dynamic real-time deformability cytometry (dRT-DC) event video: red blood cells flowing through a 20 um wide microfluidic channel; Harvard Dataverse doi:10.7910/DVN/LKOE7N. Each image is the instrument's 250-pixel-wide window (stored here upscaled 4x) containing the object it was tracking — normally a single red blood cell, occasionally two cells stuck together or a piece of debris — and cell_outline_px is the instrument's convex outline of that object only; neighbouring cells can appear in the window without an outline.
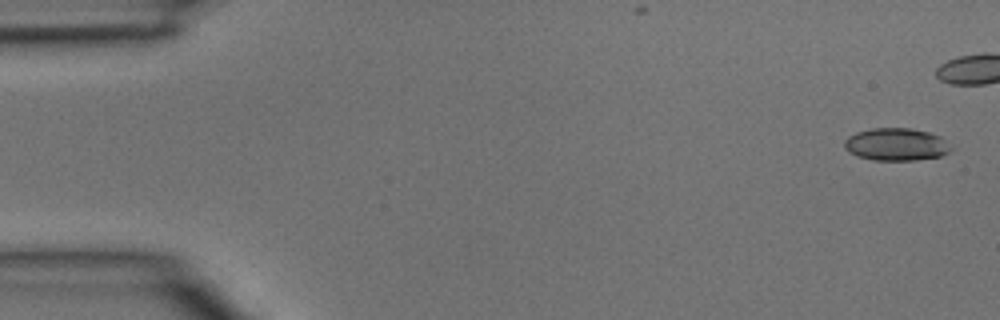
{"species": "common noctule bat (a hibernating species)", "species_latin": "Nyctalus noctula", "temperature_condition": "room temperature", "stored_images_in_passage": 4, "camera_frame_rate_fps": 3000, "um_per_image_px": 0.085, "animal": {"sex": "male", "body_mass_g": 15.6}, "frame": {"image": 1, "passage_image": 1, "time_ms": 0.0, "image_size_px": [1000, 320], "cell_outline_px": [[952, 148], [948, 152], [940, 156], [916, 160], [872, 160], [856, 156], [848, 152], [844, 148], [844, 140], [848, 136], [856, 132], [872, 128], [912, 128], [928, 132], [940, 136]], "centroid_in_image_um": [76.13, 12.27], "position_along_channel_um": 8.9, "area_um2": 20.29}}